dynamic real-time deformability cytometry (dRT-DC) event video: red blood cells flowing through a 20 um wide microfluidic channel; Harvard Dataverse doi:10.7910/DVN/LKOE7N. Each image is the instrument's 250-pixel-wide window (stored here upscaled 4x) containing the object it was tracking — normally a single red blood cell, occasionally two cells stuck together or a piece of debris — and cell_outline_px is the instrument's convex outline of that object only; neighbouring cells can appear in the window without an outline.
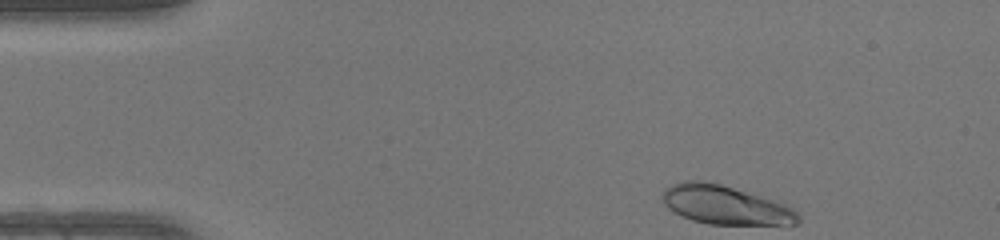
{"species": "human", "species_latin": "Homo sapiens", "temperature_condition": "warm", "stored_images_in_passage": 44, "camera_frame_rate_fps": 3000, "um_per_image_px": 0.085, "donor": {"sex": "female"}, "frame": {"image": 1, "passage_image": 1, "time_ms": 0.0, "image_size_px": [1000, 240], "cell_outline_px": [[800, 220], [796, 224], [708, 224], [692, 220], [668, 208], [660, 200], [660, 196], [672, 184], [684, 180], [704, 180], [720, 184], [788, 204], [800, 216]], "centroid_in_image_um": [61.64, 17.41], "position_along_channel_um": 23.4, "area_um2": 30.58}}
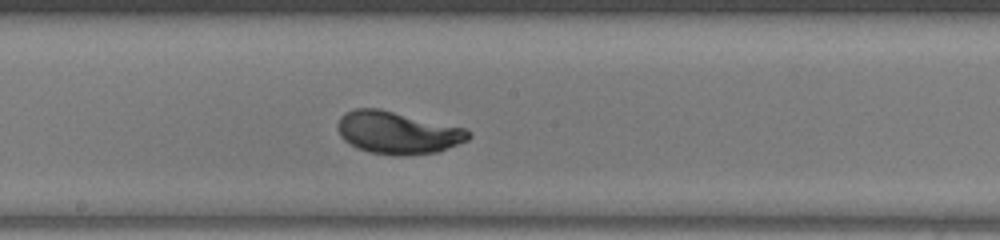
{"frame": {"image": 2, "passage_image": 21, "time_ms": 6.667, "image_size_px": [1000, 240], "cell_outline_px": [[472, 136], [468, 140], [436, 152], [408, 156], [392, 156], [368, 152], [356, 148], [344, 140], [340, 136], [336, 128], [336, 124], [340, 116], [344, 112], [356, 108], [380, 108], [464, 128], [472, 132]], "centroid_in_image_um": [33.75, 11.28], "position_along_channel_um": 214.4, "area_um2": 32.77}}
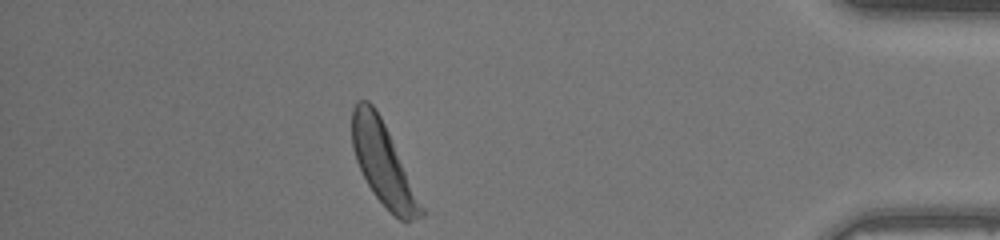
{"frame": {"image": 3, "passage_image": 38, "time_ms": 12.333, "image_size_px": [1000, 240], "cell_outline_px": [[424, 216], [412, 220], [400, 220], [372, 192], [356, 160], [352, 148], [352, 108], [356, 100], [368, 100], [376, 108], [388, 132], [424, 208]], "centroid_in_image_um": [32.54, 13.87], "position_along_channel_um": 402.7, "area_um2": 32.14}, "authors_computed_cell_mechanics": {"area_um2": 31.3565, "velocity_mm_per_s": 4.1506, "shape_relaxation_time_tau1_ms": 3.8598, "shape_relaxation_time_tau2_ms": null, "deformation_change_tau1": 0.2012, "deformation_change_tau2": null}}